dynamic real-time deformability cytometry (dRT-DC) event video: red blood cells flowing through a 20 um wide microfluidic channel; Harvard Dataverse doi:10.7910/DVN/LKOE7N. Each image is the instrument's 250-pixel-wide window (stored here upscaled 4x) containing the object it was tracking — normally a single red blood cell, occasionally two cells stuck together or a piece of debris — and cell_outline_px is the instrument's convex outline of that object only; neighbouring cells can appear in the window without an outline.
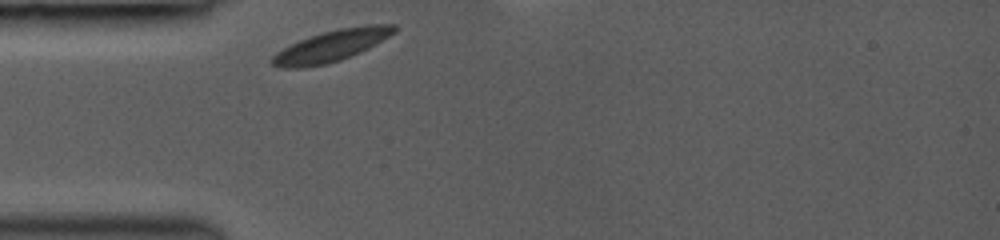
{"species": "common noctule bat (a hibernating species)", "species_latin": "Nyctalus noctula", "temperature_condition": "room temperature", "stored_images_in_passage": 24, "camera_frame_rate_fps": 3000, "um_per_image_px": 0.085, "animal": {"sex": "female", "body_mass_g": 19.0, "forearm_length_mm": 53.3}, "frame": {"image": 1, "passage_image": 1, "time_ms": 0.0, "image_size_px": [1000, 240], "cell_outline_px": [[396, 32], [376, 44], [360, 52], [340, 60], [324, 64], [304, 68], [280, 68], [272, 64], [268, 60], [276, 52], [300, 40], [324, 32], [340, 28], [368, 24], [396, 24]], "centroid_in_image_um": [28.17, 3.9], "position_along_channel_um": 56.8, "area_um2": 22.2}}
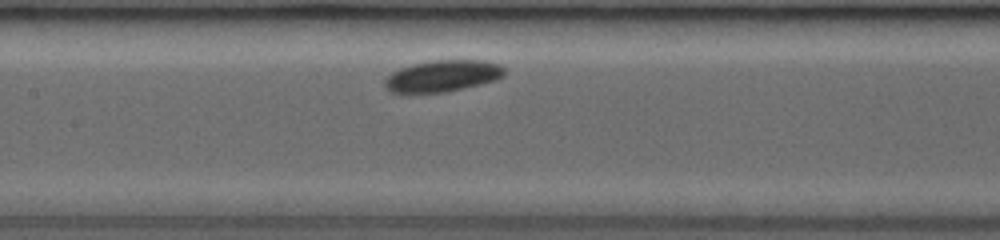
{"frame": {"image": 2, "passage_image": 9, "time_ms": 3.0, "image_size_px": [1000, 240], "cell_outline_px": [[504, 76], [496, 80], [464, 88], [444, 92], [408, 96], [392, 92], [384, 84], [384, 80], [392, 72], [400, 68], [412, 64], [432, 60], [484, 60], [500, 64], [504, 68]], "centroid_in_image_um": [37.57, 6.49], "position_along_channel_um": 169.8, "area_um2": 22.6}}
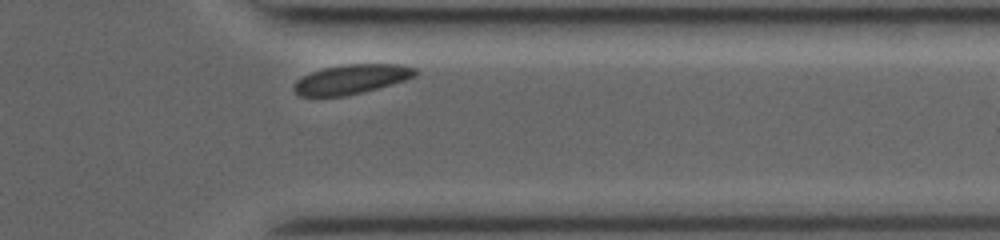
{"frame": {"image": 3, "passage_image": 23, "time_ms": 8.333, "image_size_px": [1000, 240], "cell_outline_px": [[420, 72], [416, 76], [392, 84], [364, 92], [344, 96], [300, 96], [292, 88], [296, 80], [312, 72], [324, 68], [344, 64], [400, 64], [416, 68]], "centroid_in_image_um": [29.9, 6.73], "position_along_channel_um": 381.5, "area_um2": 20.87}}